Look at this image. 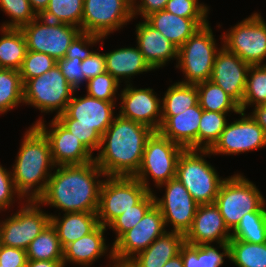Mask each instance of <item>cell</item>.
I'll return each instance as SVG.
<instances>
[{"instance_id":"1","label":"cell","mask_w":266,"mask_h":267,"mask_svg":"<svg viewBox=\"0 0 266 267\" xmlns=\"http://www.w3.org/2000/svg\"><path fill=\"white\" fill-rule=\"evenodd\" d=\"M44 193L37 199L63 212H97L100 190L107 177L95 160L83 165L55 166Z\"/></svg>"},{"instance_id":"2","label":"cell","mask_w":266,"mask_h":267,"mask_svg":"<svg viewBox=\"0 0 266 267\" xmlns=\"http://www.w3.org/2000/svg\"><path fill=\"white\" fill-rule=\"evenodd\" d=\"M154 130L117 114L102 135L94 160L106 176L133 177L140 168L148 138Z\"/></svg>"},{"instance_id":"3","label":"cell","mask_w":266,"mask_h":267,"mask_svg":"<svg viewBox=\"0 0 266 267\" xmlns=\"http://www.w3.org/2000/svg\"><path fill=\"white\" fill-rule=\"evenodd\" d=\"M22 138L11 174L23 200L24 197L37 200L44 193L55 167L50 142L36 125L29 127Z\"/></svg>"},{"instance_id":"4","label":"cell","mask_w":266,"mask_h":267,"mask_svg":"<svg viewBox=\"0 0 266 267\" xmlns=\"http://www.w3.org/2000/svg\"><path fill=\"white\" fill-rule=\"evenodd\" d=\"M115 101L88 96L73 97L55 119L92 153L99 150L102 135L113 122Z\"/></svg>"},{"instance_id":"5","label":"cell","mask_w":266,"mask_h":267,"mask_svg":"<svg viewBox=\"0 0 266 267\" xmlns=\"http://www.w3.org/2000/svg\"><path fill=\"white\" fill-rule=\"evenodd\" d=\"M204 155L212 154L209 149H183L176 166V178L199 205L215 203L225 180L219 177Z\"/></svg>"},{"instance_id":"6","label":"cell","mask_w":266,"mask_h":267,"mask_svg":"<svg viewBox=\"0 0 266 267\" xmlns=\"http://www.w3.org/2000/svg\"><path fill=\"white\" fill-rule=\"evenodd\" d=\"M265 201L256 185L242 174L237 173L225 178L215 204L218 206L226 226L232 231L246 213L266 211Z\"/></svg>"},{"instance_id":"7","label":"cell","mask_w":266,"mask_h":267,"mask_svg":"<svg viewBox=\"0 0 266 267\" xmlns=\"http://www.w3.org/2000/svg\"><path fill=\"white\" fill-rule=\"evenodd\" d=\"M209 25L202 26L178 49L176 68L186 78L179 83L196 85L210 80L219 48Z\"/></svg>"},{"instance_id":"8","label":"cell","mask_w":266,"mask_h":267,"mask_svg":"<svg viewBox=\"0 0 266 267\" xmlns=\"http://www.w3.org/2000/svg\"><path fill=\"white\" fill-rule=\"evenodd\" d=\"M75 91L77 90L67 82L56 65L41 76L28 79L23 84V104L38 108L41 113L55 111V118L65 112Z\"/></svg>"},{"instance_id":"9","label":"cell","mask_w":266,"mask_h":267,"mask_svg":"<svg viewBox=\"0 0 266 267\" xmlns=\"http://www.w3.org/2000/svg\"><path fill=\"white\" fill-rule=\"evenodd\" d=\"M183 149L159 131H154L147 140L140 168L133 177L148 190L153 191L149 187L148 178L153 179L157 188L162 183L175 178L178 157Z\"/></svg>"},{"instance_id":"10","label":"cell","mask_w":266,"mask_h":267,"mask_svg":"<svg viewBox=\"0 0 266 267\" xmlns=\"http://www.w3.org/2000/svg\"><path fill=\"white\" fill-rule=\"evenodd\" d=\"M138 179L127 176H107L99 197L97 217L107 227L116 217L138 204L148 193Z\"/></svg>"},{"instance_id":"11","label":"cell","mask_w":266,"mask_h":267,"mask_svg":"<svg viewBox=\"0 0 266 267\" xmlns=\"http://www.w3.org/2000/svg\"><path fill=\"white\" fill-rule=\"evenodd\" d=\"M20 30L25 37L27 51L47 54L56 61L65 57L71 42L81 32L74 25L52 22L41 16Z\"/></svg>"},{"instance_id":"12","label":"cell","mask_w":266,"mask_h":267,"mask_svg":"<svg viewBox=\"0 0 266 267\" xmlns=\"http://www.w3.org/2000/svg\"><path fill=\"white\" fill-rule=\"evenodd\" d=\"M227 32L221 35L222 46L249 65H262L266 58V22L260 13H253Z\"/></svg>"},{"instance_id":"13","label":"cell","mask_w":266,"mask_h":267,"mask_svg":"<svg viewBox=\"0 0 266 267\" xmlns=\"http://www.w3.org/2000/svg\"><path fill=\"white\" fill-rule=\"evenodd\" d=\"M165 232L164 218L154 204L132 229L112 244L108 258L116 266H125Z\"/></svg>"},{"instance_id":"14","label":"cell","mask_w":266,"mask_h":267,"mask_svg":"<svg viewBox=\"0 0 266 267\" xmlns=\"http://www.w3.org/2000/svg\"><path fill=\"white\" fill-rule=\"evenodd\" d=\"M18 212L2 220L0 244L27 250L30 242L50 223L51 216L37 200H26Z\"/></svg>"},{"instance_id":"15","label":"cell","mask_w":266,"mask_h":267,"mask_svg":"<svg viewBox=\"0 0 266 267\" xmlns=\"http://www.w3.org/2000/svg\"><path fill=\"white\" fill-rule=\"evenodd\" d=\"M133 18L126 0H84L81 32L107 37Z\"/></svg>"},{"instance_id":"16","label":"cell","mask_w":266,"mask_h":267,"mask_svg":"<svg viewBox=\"0 0 266 267\" xmlns=\"http://www.w3.org/2000/svg\"><path fill=\"white\" fill-rule=\"evenodd\" d=\"M238 114L241 118L226 125L219 139L209 149L211 154L235 155L266 146V133L250 113L248 116L243 111Z\"/></svg>"},{"instance_id":"17","label":"cell","mask_w":266,"mask_h":267,"mask_svg":"<svg viewBox=\"0 0 266 267\" xmlns=\"http://www.w3.org/2000/svg\"><path fill=\"white\" fill-rule=\"evenodd\" d=\"M162 186L166 187L164 196L159 199L154 194V197L165 227L170 224L173 226L171 231L185 235L192 225L199 204L176 177L158 187Z\"/></svg>"},{"instance_id":"18","label":"cell","mask_w":266,"mask_h":267,"mask_svg":"<svg viewBox=\"0 0 266 267\" xmlns=\"http://www.w3.org/2000/svg\"><path fill=\"white\" fill-rule=\"evenodd\" d=\"M45 125L39 118L35 124L48 138L51 147V157L55 166L83 165L94 161L91 153L80 141L64 128L55 118Z\"/></svg>"},{"instance_id":"19","label":"cell","mask_w":266,"mask_h":267,"mask_svg":"<svg viewBox=\"0 0 266 267\" xmlns=\"http://www.w3.org/2000/svg\"><path fill=\"white\" fill-rule=\"evenodd\" d=\"M150 88H134L127 84L119 95L121 106L119 115L146 125L154 131L161 127L162 106L157 94Z\"/></svg>"},{"instance_id":"20","label":"cell","mask_w":266,"mask_h":267,"mask_svg":"<svg viewBox=\"0 0 266 267\" xmlns=\"http://www.w3.org/2000/svg\"><path fill=\"white\" fill-rule=\"evenodd\" d=\"M250 65L221 46L215 57L210 80L221 87L239 106L242 104Z\"/></svg>"},{"instance_id":"21","label":"cell","mask_w":266,"mask_h":267,"mask_svg":"<svg viewBox=\"0 0 266 267\" xmlns=\"http://www.w3.org/2000/svg\"><path fill=\"white\" fill-rule=\"evenodd\" d=\"M184 238L189 245H210L214 241L217 244L228 243L231 231L215 203L201 204L197 207L192 225Z\"/></svg>"},{"instance_id":"22","label":"cell","mask_w":266,"mask_h":267,"mask_svg":"<svg viewBox=\"0 0 266 267\" xmlns=\"http://www.w3.org/2000/svg\"><path fill=\"white\" fill-rule=\"evenodd\" d=\"M203 109L195 106L176 116H162L159 132L184 149H198V129Z\"/></svg>"},{"instance_id":"23","label":"cell","mask_w":266,"mask_h":267,"mask_svg":"<svg viewBox=\"0 0 266 267\" xmlns=\"http://www.w3.org/2000/svg\"><path fill=\"white\" fill-rule=\"evenodd\" d=\"M135 32L137 46L153 70L162 68L173 58L178 59V48L145 19L136 25Z\"/></svg>"},{"instance_id":"24","label":"cell","mask_w":266,"mask_h":267,"mask_svg":"<svg viewBox=\"0 0 266 267\" xmlns=\"http://www.w3.org/2000/svg\"><path fill=\"white\" fill-rule=\"evenodd\" d=\"M145 20L178 49L209 22L207 18H183L165 10L151 13Z\"/></svg>"},{"instance_id":"25","label":"cell","mask_w":266,"mask_h":267,"mask_svg":"<svg viewBox=\"0 0 266 267\" xmlns=\"http://www.w3.org/2000/svg\"><path fill=\"white\" fill-rule=\"evenodd\" d=\"M184 244L183 234L166 231L131 259L125 267H163L167 261L180 254Z\"/></svg>"},{"instance_id":"26","label":"cell","mask_w":266,"mask_h":267,"mask_svg":"<svg viewBox=\"0 0 266 267\" xmlns=\"http://www.w3.org/2000/svg\"><path fill=\"white\" fill-rule=\"evenodd\" d=\"M107 227L99 224L91 233L68 244L63 249V264L75 263L79 266L88 267L94 261L108 252V246L104 238V231Z\"/></svg>"},{"instance_id":"27","label":"cell","mask_w":266,"mask_h":267,"mask_svg":"<svg viewBox=\"0 0 266 267\" xmlns=\"http://www.w3.org/2000/svg\"><path fill=\"white\" fill-rule=\"evenodd\" d=\"M49 215L51 216L50 223L55 228L63 249L68 244L91 233L99 225L97 212H67L62 218Z\"/></svg>"},{"instance_id":"28","label":"cell","mask_w":266,"mask_h":267,"mask_svg":"<svg viewBox=\"0 0 266 267\" xmlns=\"http://www.w3.org/2000/svg\"><path fill=\"white\" fill-rule=\"evenodd\" d=\"M104 55L106 72L110 73L120 83L121 80L126 78L127 81L125 82L127 84L131 76L153 70L145 61L138 46L136 48L125 47L116 49L109 53H104Z\"/></svg>"},{"instance_id":"29","label":"cell","mask_w":266,"mask_h":267,"mask_svg":"<svg viewBox=\"0 0 266 267\" xmlns=\"http://www.w3.org/2000/svg\"><path fill=\"white\" fill-rule=\"evenodd\" d=\"M0 31V68L20 70L27 52L22 31L15 28H1Z\"/></svg>"},{"instance_id":"30","label":"cell","mask_w":266,"mask_h":267,"mask_svg":"<svg viewBox=\"0 0 266 267\" xmlns=\"http://www.w3.org/2000/svg\"><path fill=\"white\" fill-rule=\"evenodd\" d=\"M198 103L203 110L219 113L240 112L239 105L211 80L196 84Z\"/></svg>"},{"instance_id":"31","label":"cell","mask_w":266,"mask_h":267,"mask_svg":"<svg viewBox=\"0 0 266 267\" xmlns=\"http://www.w3.org/2000/svg\"><path fill=\"white\" fill-rule=\"evenodd\" d=\"M161 101L162 116H176L198 103L197 87L178 81L169 86Z\"/></svg>"},{"instance_id":"32","label":"cell","mask_w":266,"mask_h":267,"mask_svg":"<svg viewBox=\"0 0 266 267\" xmlns=\"http://www.w3.org/2000/svg\"><path fill=\"white\" fill-rule=\"evenodd\" d=\"M26 254L27 260H63V248L51 223L30 242Z\"/></svg>"},{"instance_id":"33","label":"cell","mask_w":266,"mask_h":267,"mask_svg":"<svg viewBox=\"0 0 266 267\" xmlns=\"http://www.w3.org/2000/svg\"><path fill=\"white\" fill-rule=\"evenodd\" d=\"M21 103H24V93L20 71L0 68V114Z\"/></svg>"},{"instance_id":"34","label":"cell","mask_w":266,"mask_h":267,"mask_svg":"<svg viewBox=\"0 0 266 267\" xmlns=\"http://www.w3.org/2000/svg\"><path fill=\"white\" fill-rule=\"evenodd\" d=\"M230 240L255 244L266 243V211L246 213L231 231Z\"/></svg>"},{"instance_id":"35","label":"cell","mask_w":266,"mask_h":267,"mask_svg":"<svg viewBox=\"0 0 266 267\" xmlns=\"http://www.w3.org/2000/svg\"><path fill=\"white\" fill-rule=\"evenodd\" d=\"M229 260L237 267H266V243L230 240Z\"/></svg>"},{"instance_id":"36","label":"cell","mask_w":266,"mask_h":267,"mask_svg":"<svg viewBox=\"0 0 266 267\" xmlns=\"http://www.w3.org/2000/svg\"><path fill=\"white\" fill-rule=\"evenodd\" d=\"M84 0H50L42 18L59 23L74 25L81 30Z\"/></svg>"},{"instance_id":"37","label":"cell","mask_w":266,"mask_h":267,"mask_svg":"<svg viewBox=\"0 0 266 267\" xmlns=\"http://www.w3.org/2000/svg\"><path fill=\"white\" fill-rule=\"evenodd\" d=\"M263 104H266V64L250 65L240 111L245 112L249 105Z\"/></svg>"},{"instance_id":"38","label":"cell","mask_w":266,"mask_h":267,"mask_svg":"<svg viewBox=\"0 0 266 267\" xmlns=\"http://www.w3.org/2000/svg\"><path fill=\"white\" fill-rule=\"evenodd\" d=\"M228 113L203 110L198 129V149H210L228 124Z\"/></svg>"},{"instance_id":"39","label":"cell","mask_w":266,"mask_h":267,"mask_svg":"<svg viewBox=\"0 0 266 267\" xmlns=\"http://www.w3.org/2000/svg\"><path fill=\"white\" fill-rule=\"evenodd\" d=\"M155 204L154 193L150 191L138 204L116 217L107 227L116 233L113 244L126 232L132 229Z\"/></svg>"},{"instance_id":"40","label":"cell","mask_w":266,"mask_h":267,"mask_svg":"<svg viewBox=\"0 0 266 267\" xmlns=\"http://www.w3.org/2000/svg\"><path fill=\"white\" fill-rule=\"evenodd\" d=\"M0 7L11 18L9 22H3L0 28L20 29L38 17L29 0H0Z\"/></svg>"},{"instance_id":"41","label":"cell","mask_w":266,"mask_h":267,"mask_svg":"<svg viewBox=\"0 0 266 267\" xmlns=\"http://www.w3.org/2000/svg\"><path fill=\"white\" fill-rule=\"evenodd\" d=\"M56 65L57 61L47 54L27 51L19 70L22 83L24 84L28 79L41 76Z\"/></svg>"},{"instance_id":"42","label":"cell","mask_w":266,"mask_h":267,"mask_svg":"<svg viewBox=\"0 0 266 267\" xmlns=\"http://www.w3.org/2000/svg\"><path fill=\"white\" fill-rule=\"evenodd\" d=\"M87 95L105 101H116L118 82L110 73L104 72L86 83Z\"/></svg>"},{"instance_id":"43","label":"cell","mask_w":266,"mask_h":267,"mask_svg":"<svg viewBox=\"0 0 266 267\" xmlns=\"http://www.w3.org/2000/svg\"><path fill=\"white\" fill-rule=\"evenodd\" d=\"M208 8L196 0H168L164 10L183 18H207Z\"/></svg>"},{"instance_id":"44","label":"cell","mask_w":266,"mask_h":267,"mask_svg":"<svg viewBox=\"0 0 266 267\" xmlns=\"http://www.w3.org/2000/svg\"><path fill=\"white\" fill-rule=\"evenodd\" d=\"M105 38L106 37L99 35L80 32L71 42L64 58L74 59L77 57L83 61L93 53V51H90L88 47L97 44V42L103 41Z\"/></svg>"},{"instance_id":"45","label":"cell","mask_w":266,"mask_h":267,"mask_svg":"<svg viewBox=\"0 0 266 267\" xmlns=\"http://www.w3.org/2000/svg\"><path fill=\"white\" fill-rule=\"evenodd\" d=\"M81 62L82 61L77 57L74 59L63 58L57 60V66L60 68L61 73L65 76L67 82L76 90L85 82V75L81 68Z\"/></svg>"},{"instance_id":"46","label":"cell","mask_w":266,"mask_h":267,"mask_svg":"<svg viewBox=\"0 0 266 267\" xmlns=\"http://www.w3.org/2000/svg\"><path fill=\"white\" fill-rule=\"evenodd\" d=\"M15 194L18 195L17 198L19 200L23 199L16 191L11 171H7L0 164V212L10 208L15 201Z\"/></svg>"},{"instance_id":"47","label":"cell","mask_w":266,"mask_h":267,"mask_svg":"<svg viewBox=\"0 0 266 267\" xmlns=\"http://www.w3.org/2000/svg\"><path fill=\"white\" fill-rule=\"evenodd\" d=\"M223 250L221 253L213 245H200V266L220 267L224 263L223 257L229 258V244L221 243L218 246Z\"/></svg>"},{"instance_id":"48","label":"cell","mask_w":266,"mask_h":267,"mask_svg":"<svg viewBox=\"0 0 266 267\" xmlns=\"http://www.w3.org/2000/svg\"><path fill=\"white\" fill-rule=\"evenodd\" d=\"M81 68L85 75V83L91 78L106 72V61L104 53L93 51V53L81 62Z\"/></svg>"},{"instance_id":"49","label":"cell","mask_w":266,"mask_h":267,"mask_svg":"<svg viewBox=\"0 0 266 267\" xmlns=\"http://www.w3.org/2000/svg\"><path fill=\"white\" fill-rule=\"evenodd\" d=\"M27 254L20 248L0 244V265L8 267H26Z\"/></svg>"},{"instance_id":"50","label":"cell","mask_w":266,"mask_h":267,"mask_svg":"<svg viewBox=\"0 0 266 267\" xmlns=\"http://www.w3.org/2000/svg\"><path fill=\"white\" fill-rule=\"evenodd\" d=\"M141 1V2H140ZM133 6V16L141 15L145 19L151 13L164 10L168 0H140ZM140 2V4H139Z\"/></svg>"},{"instance_id":"51","label":"cell","mask_w":266,"mask_h":267,"mask_svg":"<svg viewBox=\"0 0 266 267\" xmlns=\"http://www.w3.org/2000/svg\"><path fill=\"white\" fill-rule=\"evenodd\" d=\"M184 267L200 266V245H189L185 243L180 250Z\"/></svg>"},{"instance_id":"52","label":"cell","mask_w":266,"mask_h":267,"mask_svg":"<svg viewBox=\"0 0 266 267\" xmlns=\"http://www.w3.org/2000/svg\"><path fill=\"white\" fill-rule=\"evenodd\" d=\"M250 115L266 133V104L255 106L254 111Z\"/></svg>"},{"instance_id":"53","label":"cell","mask_w":266,"mask_h":267,"mask_svg":"<svg viewBox=\"0 0 266 267\" xmlns=\"http://www.w3.org/2000/svg\"><path fill=\"white\" fill-rule=\"evenodd\" d=\"M26 267H64L63 260H27Z\"/></svg>"},{"instance_id":"54","label":"cell","mask_w":266,"mask_h":267,"mask_svg":"<svg viewBox=\"0 0 266 267\" xmlns=\"http://www.w3.org/2000/svg\"><path fill=\"white\" fill-rule=\"evenodd\" d=\"M50 0H29L32 9L40 16L47 8Z\"/></svg>"},{"instance_id":"55","label":"cell","mask_w":266,"mask_h":267,"mask_svg":"<svg viewBox=\"0 0 266 267\" xmlns=\"http://www.w3.org/2000/svg\"><path fill=\"white\" fill-rule=\"evenodd\" d=\"M163 267H184L181 254L167 261Z\"/></svg>"},{"instance_id":"56","label":"cell","mask_w":266,"mask_h":267,"mask_svg":"<svg viewBox=\"0 0 266 267\" xmlns=\"http://www.w3.org/2000/svg\"><path fill=\"white\" fill-rule=\"evenodd\" d=\"M127 2H129L132 6L137 4L138 0H126Z\"/></svg>"},{"instance_id":"57","label":"cell","mask_w":266,"mask_h":267,"mask_svg":"<svg viewBox=\"0 0 266 267\" xmlns=\"http://www.w3.org/2000/svg\"><path fill=\"white\" fill-rule=\"evenodd\" d=\"M108 267H111V265L109 264ZM112 267H125V266H116V265H112Z\"/></svg>"},{"instance_id":"58","label":"cell","mask_w":266,"mask_h":267,"mask_svg":"<svg viewBox=\"0 0 266 267\" xmlns=\"http://www.w3.org/2000/svg\"><path fill=\"white\" fill-rule=\"evenodd\" d=\"M1 226H2V221H0V236H1Z\"/></svg>"}]
</instances>
